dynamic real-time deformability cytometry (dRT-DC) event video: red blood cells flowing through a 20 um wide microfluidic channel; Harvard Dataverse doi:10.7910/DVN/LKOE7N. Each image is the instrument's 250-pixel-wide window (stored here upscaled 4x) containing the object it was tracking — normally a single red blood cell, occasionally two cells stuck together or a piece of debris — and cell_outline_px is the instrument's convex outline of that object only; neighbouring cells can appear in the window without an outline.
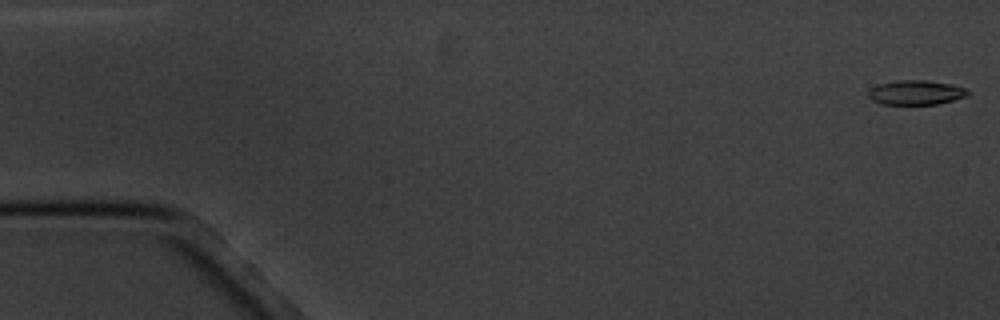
{"species": "common noctule bat (a hibernating species)", "species_latin": "Nyctalus noctula", "temperature_condition": "cold", "stored_images_in_passage": 6, "camera_frame_rate_fps": 3000, "um_per_image_px": 0.085, "animal": {"sex": "male", "body_mass_g": 20.1, "forearm_length_mm": 53.5}, "frame": {"image": 1, "passage_image": 1, "time_ms": 0.0, "image_size_px": [1000, 320], "cell_outline_px": [[972, 92], [968, 96], [936, 104], [880, 104], [872, 100], [868, 96], [868, 92], [876, 84], [896, 80], [924, 80], [952, 84], [964, 88]], "centroid_in_image_um": [77.85, 7.86], "position_along_channel_um": 7.2, "area_um2": 14.28}}